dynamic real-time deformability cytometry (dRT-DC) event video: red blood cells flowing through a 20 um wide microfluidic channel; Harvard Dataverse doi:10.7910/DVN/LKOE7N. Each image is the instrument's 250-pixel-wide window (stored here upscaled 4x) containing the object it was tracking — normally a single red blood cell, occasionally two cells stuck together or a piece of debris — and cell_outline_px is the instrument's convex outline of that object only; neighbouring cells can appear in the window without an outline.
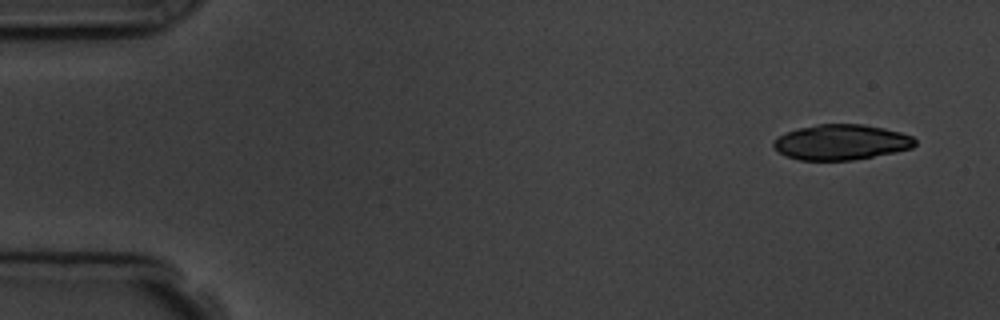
{"species": "common noctule bat (a hibernating species)", "species_latin": "Nyctalus noctula", "temperature_condition": "room temperature", "stored_images_in_passage": 7, "camera_frame_rate_fps": 3000, "um_per_image_px": 0.085, "animal": {"sex": "male", "body_mass_g": 19.5, "forearm_length_mm": 54.6}, "frame": {"image": 1, "passage_image": 1, "time_ms": 0.0, "image_size_px": [1000, 320], "cell_outline_px": [[916, 144], [912, 148], [896, 152], [852, 160], [800, 160], [788, 156], [780, 152], [772, 144], [772, 140], [784, 132], [796, 128], [816, 124], [864, 124], [884, 128], [900, 132], [912, 136], [916, 140]], "centroid_in_image_um": [71.49, 12.07], "position_along_channel_um": 13.5, "area_um2": 29.3}}